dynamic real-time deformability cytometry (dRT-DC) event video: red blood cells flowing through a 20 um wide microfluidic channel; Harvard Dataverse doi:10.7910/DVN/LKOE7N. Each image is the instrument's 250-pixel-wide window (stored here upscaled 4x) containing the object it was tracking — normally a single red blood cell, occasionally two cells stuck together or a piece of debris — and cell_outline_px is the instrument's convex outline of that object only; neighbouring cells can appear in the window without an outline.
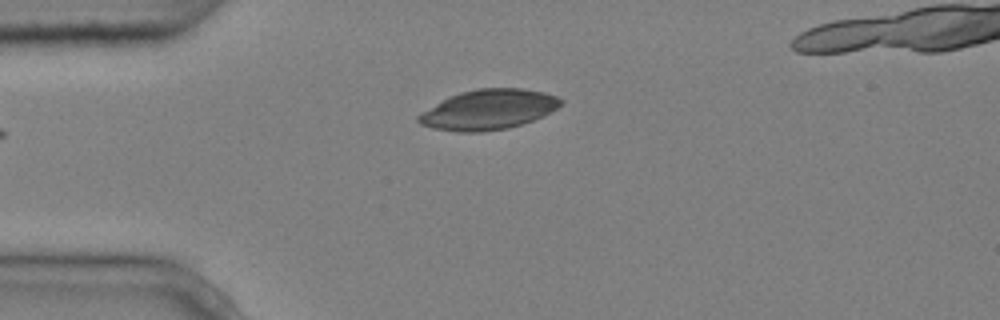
{"species": "common noctule bat (a hibernating species)", "species_latin": "Nyctalus noctula", "temperature_condition": "cold", "stored_images_in_passage": 3, "camera_frame_rate_fps": 3000, "um_per_image_px": 0.085, "animal": {"sex": "male", "body_mass_g": 20.4}, "frame": {"image": 1, "passage_image": 3, "time_ms": 0.667, "image_size_px": [1000, 320], "cell_outline_px": [[564, 104], [544, 116], [508, 128], [480, 132], [456, 132], [432, 128], [420, 124], [416, 120], [416, 116], [436, 104], [460, 92], [476, 88], [524, 88], [544, 92], [556, 96], [564, 100]], "centroid_in_image_um": [41.55, 9.31], "position_along_channel_um": 43.4, "area_um2": 33.18}}